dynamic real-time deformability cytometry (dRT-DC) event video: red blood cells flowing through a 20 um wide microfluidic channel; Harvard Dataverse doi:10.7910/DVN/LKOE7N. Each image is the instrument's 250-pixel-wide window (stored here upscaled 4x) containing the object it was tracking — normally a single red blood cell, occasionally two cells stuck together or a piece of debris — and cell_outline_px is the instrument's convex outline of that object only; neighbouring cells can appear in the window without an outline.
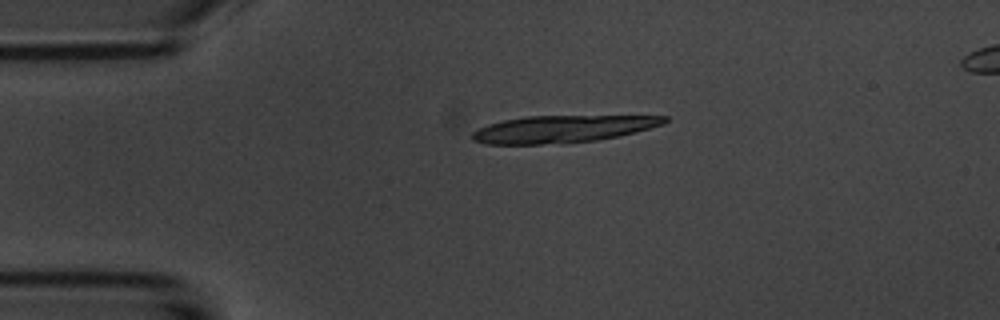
{"species": "common noctule bat (a hibernating species)", "species_latin": "Nyctalus noctula", "temperature_condition": "room temperature", "stored_images_in_passage": 7, "camera_frame_rate_fps": 3000, "um_per_image_px": 0.085, "animal": {"sex": "male", "body_mass_g": 20.1, "forearm_length_mm": 53.5}, "frame": {"image": 1, "passage_image": 1, "time_ms": 0.0, "image_size_px": [1000, 320], "cell_outline_px": [[668, 120], [664, 124], [636, 132], [596, 140], [564, 144], [484, 144], [472, 140], [472, 132], [476, 128], [488, 124], [504, 120], [524, 116], [668, 116]], "centroid_in_image_um": [47.77, 10.97], "position_along_channel_um": 37.2, "area_um2": 30.58}}